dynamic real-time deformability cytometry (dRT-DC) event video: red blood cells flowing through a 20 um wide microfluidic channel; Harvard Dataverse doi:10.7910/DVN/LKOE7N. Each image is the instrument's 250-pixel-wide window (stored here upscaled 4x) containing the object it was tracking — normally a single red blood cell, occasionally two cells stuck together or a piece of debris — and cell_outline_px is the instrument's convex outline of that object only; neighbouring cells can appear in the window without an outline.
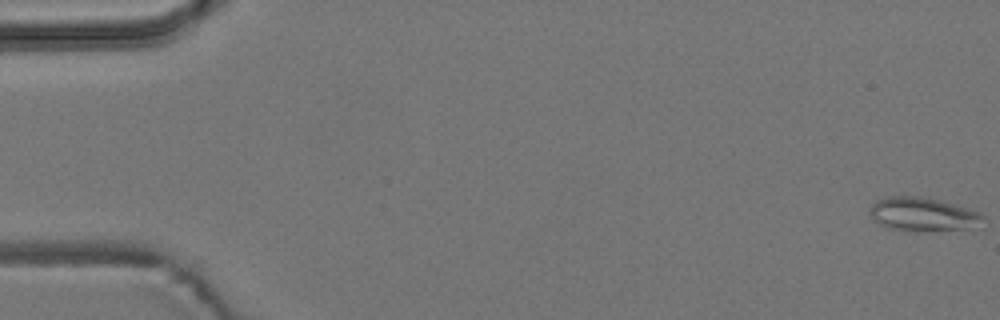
{"species": "common noctule bat (a hibernating species)", "species_latin": "Nyctalus noctula", "temperature_condition": "room temperature", "stored_images_in_passage": 7, "camera_frame_rate_fps": 3000, "um_per_image_px": 0.085, "animal": {"sex": "male", "body_mass_g": 19.2, "forearm_length_mm": 51.8}, "frame": {"image": 1, "passage_image": 1, "time_ms": 0.0, "image_size_px": [1000, 320], "cell_outline_px": [[984, 216], [964, 228], [916, 232], [892, 228], [880, 224], [872, 220], [868, 212], [872, 204], [876, 200], [888, 196], [928, 196], [980, 212]], "centroid_in_image_um": [78.3, 18.18], "position_along_channel_um": 6.7, "area_um2": 21.91}}
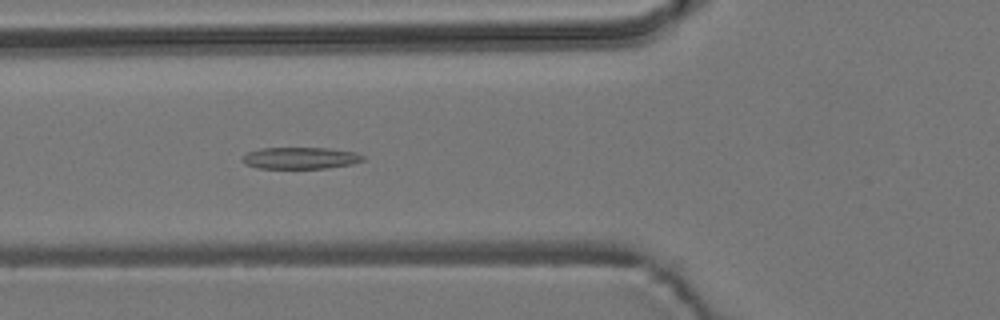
{"frame": {"image": 2, "passage_image": 7, "time_ms": 2.0, "image_size_px": [1000, 320], "cell_outline_px": [[364, 160], [352, 164], [324, 168], [256, 168], [244, 164], [240, 160], [248, 152], [260, 148], [328, 148], [356, 152], [364, 156]], "centroid_in_image_um": [25.51, 13.43], "position_along_channel_um": 100.3, "area_um2": 15.26}}